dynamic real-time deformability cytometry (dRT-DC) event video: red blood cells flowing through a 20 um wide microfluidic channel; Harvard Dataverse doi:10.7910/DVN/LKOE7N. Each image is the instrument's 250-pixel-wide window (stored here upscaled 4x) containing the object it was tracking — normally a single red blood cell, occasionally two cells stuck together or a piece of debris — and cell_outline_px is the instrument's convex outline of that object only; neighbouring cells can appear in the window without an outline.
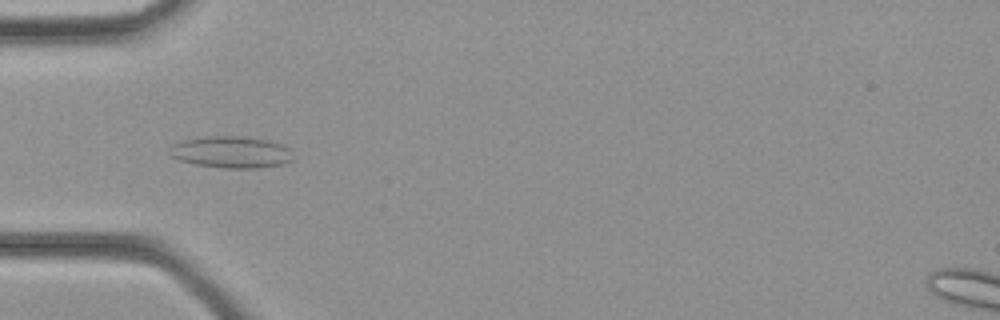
{"species": "common noctule bat (a hibernating species)", "species_latin": "Nyctalus noctula", "temperature_condition": "cold", "stored_images_in_passage": 35, "camera_frame_rate_fps": 3000, "um_per_image_px": 0.085, "animal": {"sex": "female", "body_mass_g": 21.9}, "frame": {"image": 1, "passage_image": 11, "time_ms": 3.333, "image_size_px": [1000, 320], "cell_outline_px": [[292, 160], [284, 164], [256, 168], [224, 168], [196, 164], [180, 160], [172, 156], [172, 144], [176, 140], [204, 136], [244, 136], [268, 140], [280, 144], [288, 148]], "centroid_in_image_um": [19.62, 12.91], "position_along_channel_um": 65.4, "area_um2": 22.77}}
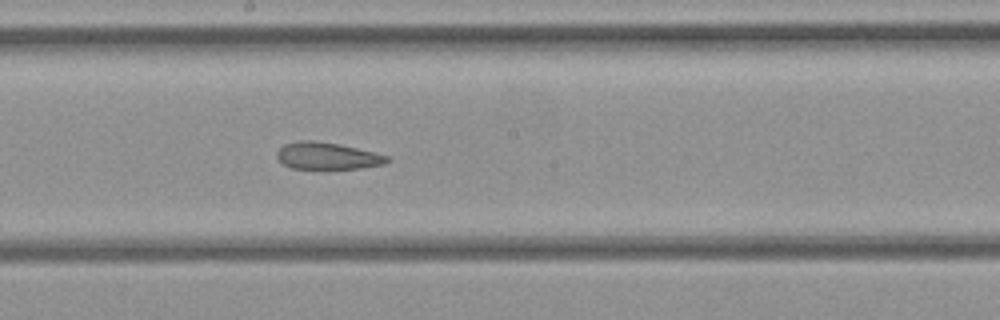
{"frame": {"image": 2, "passage_image": 19, "time_ms": 6.0, "image_size_px": [1000, 320], "cell_outline_px": [[392, 160], [384, 164], [360, 168], [292, 168], [284, 164], [276, 156], [276, 152], [284, 144], [300, 140], [316, 140], [340, 144], [388, 156]], "centroid_in_image_um": [27.81, 13.24], "position_along_channel_um": 220.4, "area_um2": 17.17}}
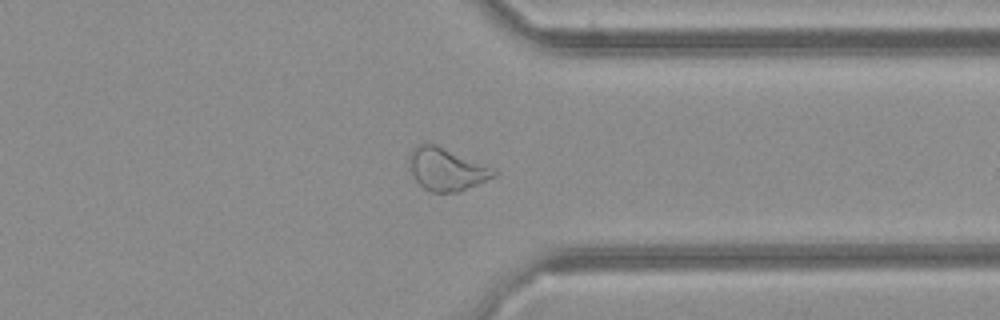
{"frame": {"image": 3, "passage_image": 27, "time_ms": 8.667, "image_size_px": [1000, 320], "cell_outline_px": [[500, 172], [496, 176], [456, 192], [432, 192], [424, 188], [416, 180], [408, 168], [408, 156], [412, 148], [416, 144], [424, 140], [436, 144], [496, 168]], "centroid_in_image_um": [37.92, 14.33], "position_along_channel_um": 373.5, "area_um2": 21.5}}